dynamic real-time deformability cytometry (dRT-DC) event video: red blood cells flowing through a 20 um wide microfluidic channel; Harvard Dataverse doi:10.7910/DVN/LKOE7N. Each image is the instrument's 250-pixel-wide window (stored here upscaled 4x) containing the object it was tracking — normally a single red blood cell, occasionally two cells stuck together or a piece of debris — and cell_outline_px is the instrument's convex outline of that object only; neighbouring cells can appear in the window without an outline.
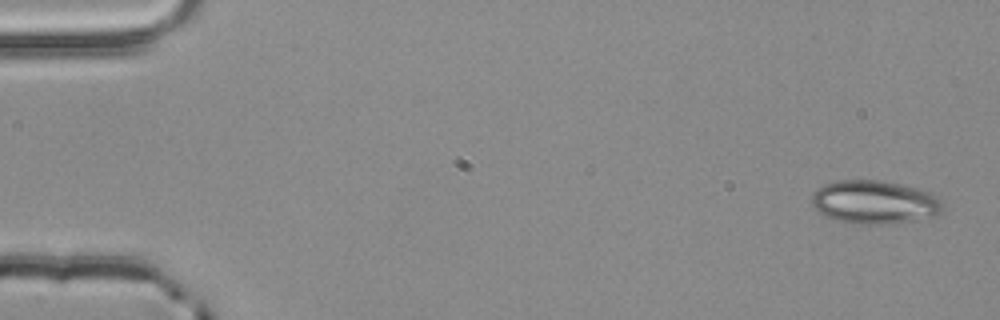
{"species": "common noctule bat (a hibernating species)", "species_latin": "Nyctalus noctula", "temperature_condition": "room temperature", "stored_images_in_passage": 4, "camera_frame_rate_fps": 3000, "um_per_image_px": 0.085, "animal": {"sex": "male", "body_mass_g": 20.4}, "frame": {"image": 1, "passage_image": 1, "time_ms": 0.0, "image_size_px": [1000, 320], "cell_outline_px": [[944, 212], [936, 216], [916, 220], [892, 224], [852, 224], [836, 220], [824, 216], [816, 212], [812, 204], [812, 192], [824, 184], [836, 180], [880, 180], [900, 184], [916, 188], [928, 192], [936, 196], [944, 208]], "centroid_in_image_um": [74.31, 17.2], "position_along_channel_um": 10.7, "area_um2": 33.58}}